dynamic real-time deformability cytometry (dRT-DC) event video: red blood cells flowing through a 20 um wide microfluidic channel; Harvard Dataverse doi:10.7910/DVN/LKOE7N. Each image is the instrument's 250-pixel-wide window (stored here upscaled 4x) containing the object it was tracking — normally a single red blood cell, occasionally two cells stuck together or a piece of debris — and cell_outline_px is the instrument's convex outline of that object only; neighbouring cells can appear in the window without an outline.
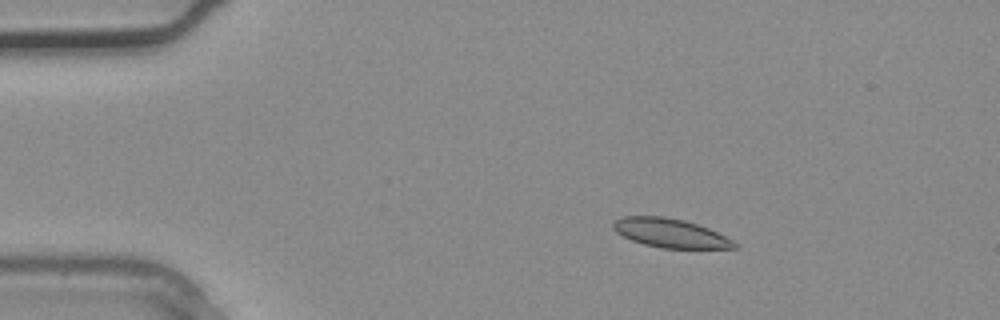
{"species": "common noctule bat (a hibernating species)", "species_latin": "Nyctalus noctula", "temperature_condition": "warm", "stored_images_in_passage": 1, "camera_frame_rate_fps": 3000, "um_per_image_px": 0.085, "animal": {"sex": "male", "body_mass_g": 20.4}, "frame": {"image": 1, "passage_image": 1, "time_ms": 0.0, "image_size_px": [1000, 320], "cell_outline_px": [[740, 248], [660, 248], [644, 244], [632, 240], [616, 232], [612, 228], [612, 220], [624, 216], [664, 216], [684, 220], [708, 228], [732, 240]], "centroid_in_image_um": [56.93, 19.8], "position_along_channel_um": 28.1, "area_um2": 20.35}}